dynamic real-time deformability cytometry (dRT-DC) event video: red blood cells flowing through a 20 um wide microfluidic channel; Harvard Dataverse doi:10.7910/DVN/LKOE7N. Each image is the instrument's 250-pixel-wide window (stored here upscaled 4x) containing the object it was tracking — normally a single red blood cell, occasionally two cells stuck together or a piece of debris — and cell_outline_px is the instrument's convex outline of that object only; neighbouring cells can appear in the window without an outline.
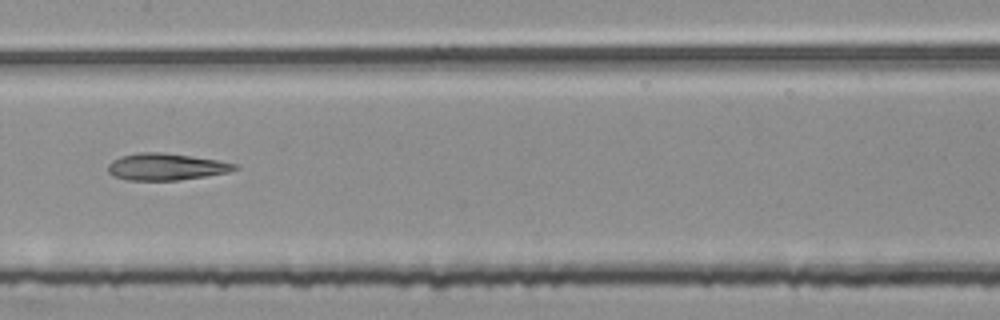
{"species": "common noctule bat (a hibernating species)", "species_latin": "Nyctalus noctula", "temperature_condition": "room temperature", "stored_images_in_passage": 54, "segment_of_instrument_passage": [2, 2], "camera_frame_rate_fps": 3000, "um_per_image_px": 0.085, "animal": {"sex": "female", "body_mass_g": 25.1}, "frame": {"image": 1, "passage_image": 27, "time_ms": 8.667, "image_size_px": [1000, 320], "cell_outline_px": [[240, 168], [228, 172], [208, 176], [180, 180], [128, 180], [116, 176], [108, 172], [108, 164], [112, 160], [120, 156], [136, 152], [164, 152], [192, 156], [240, 164]], "centroid_in_image_um": [14.15, 14.17], "position_along_channel_um": 193.3, "area_um2": 20.0}}
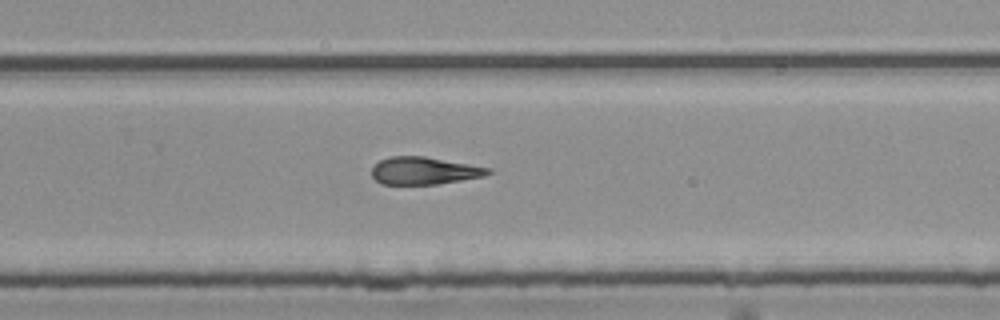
{"frame": {"image": 2, "passage_image": 35, "time_ms": 11.333, "image_size_px": [1000, 320], "cell_outline_px": [[492, 172], [484, 176], [436, 184], [380, 184], [372, 176], [372, 168], [380, 160], [388, 156], [424, 156], [492, 168]], "centroid_in_image_um": [36.04, 14.5], "position_along_channel_um": 293.8, "area_um2": 18.55}}
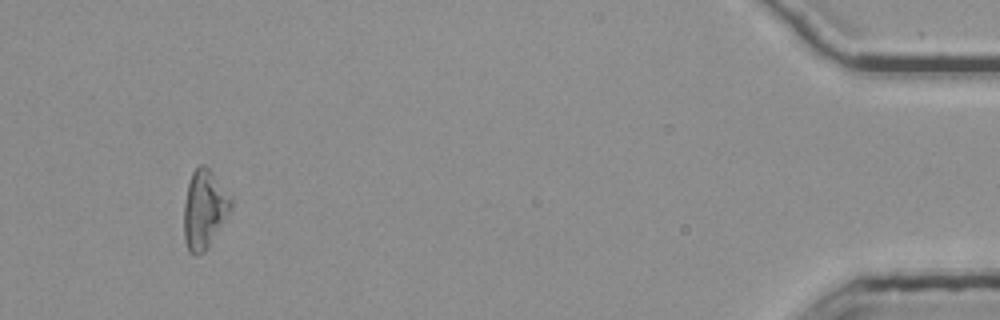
{"frame": {"image": 3, "passage_image": 51, "time_ms": 16.667, "image_size_px": [1000, 320], "cell_outline_px": [[232, 212], [204, 252], [196, 256], [188, 252], [184, 240], [184, 204], [188, 184], [192, 172], [200, 164], [204, 164], [212, 172], [232, 200]], "centroid_in_image_um": [17.37, 17.83], "position_along_channel_um": 417.8, "area_um2": 21.62}}